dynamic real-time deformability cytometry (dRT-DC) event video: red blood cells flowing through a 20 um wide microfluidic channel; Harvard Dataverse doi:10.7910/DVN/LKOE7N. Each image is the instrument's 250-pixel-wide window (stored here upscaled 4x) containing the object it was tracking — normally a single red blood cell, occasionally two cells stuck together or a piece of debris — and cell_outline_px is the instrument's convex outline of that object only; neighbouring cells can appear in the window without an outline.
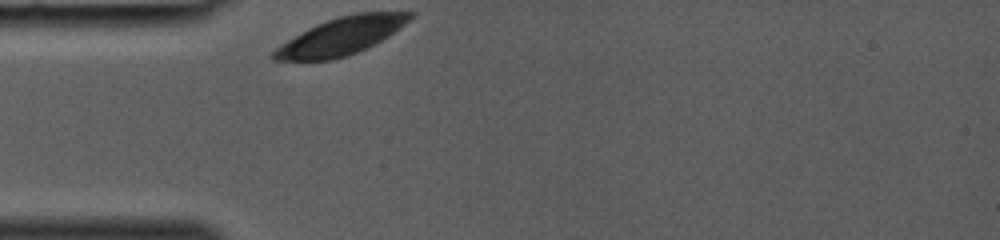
{"species": "common noctule bat (a hibernating species)", "species_latin": "Nyctalus noctula", "temperature_condition": "room temperature", "stored_images_in_passage": 24, "camera_frame_rate_fps": 3000, "um_per_image_px": 0.085, "animal": {"sex": "female", "body_mass_g": 19.0, "forearm_length_mm": 53.3}, "frame": {"image": 1, "passage_image": 1, "time_ms": 0.0, "image_size_px": [1000, 240], "cell_outline_px": [[416, 12], [404, 24], [388, 36], [348, 56], [332, 60], [272, 60], [268, 56], [280, 44], [300, 32], [316, 24], [340, 16], [356, 12]], "centroid_in_image_um": [28.93, 3.08], "position_along_channel_um": 56.1, "area_um2": 29.36}}
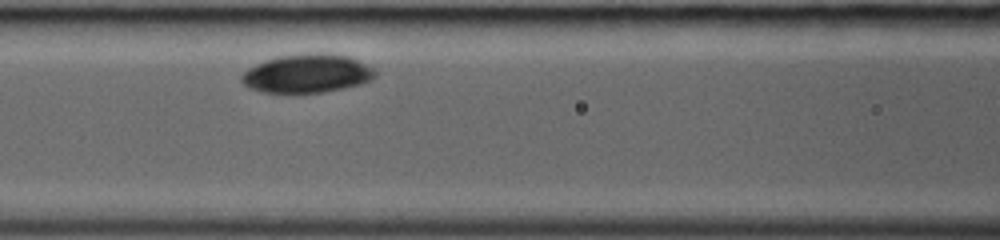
{"frame": {"image": 2, "passage_image": 7, "time_ms": 2.0, "image_size_px": [1000, 240], "cell_outline_px": [[376, 76], [372, 80], [364, 84], [324, 92], [292, 96], [264, 92], [248, 88], [240, 80], [240, 76], [248, 68], [264, 60], [276, 56], [304, 52], [320, 52], [348, 56], [372, 68], [376, 72]], "centroid_in_image_um": [26.06, 6.28], "position_along_channel_um": 140.5, "area_um2": 31.21}}
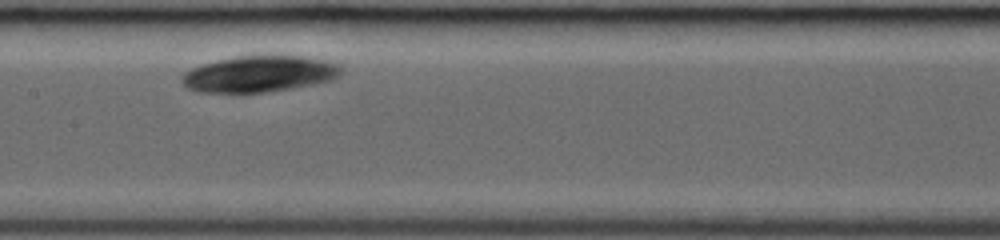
{"frame": {"image": 3, "passage_image": 10, "time_ms": 3.0, "image_size_px": [1000, 240], "cell_outline_px": [[340, 72], [332, 80], [316, 84], [292, 88], [264, 92], [200, 92], [188, 88], [180, 80], [192, 68], [216, 60], [236, 56], [300, 56], [332, 60], [340, 64]], "centroid_in_image_um": [22.1, 6.28], "position_along_channel_um": 185.3, "area_um2": 33.41}}